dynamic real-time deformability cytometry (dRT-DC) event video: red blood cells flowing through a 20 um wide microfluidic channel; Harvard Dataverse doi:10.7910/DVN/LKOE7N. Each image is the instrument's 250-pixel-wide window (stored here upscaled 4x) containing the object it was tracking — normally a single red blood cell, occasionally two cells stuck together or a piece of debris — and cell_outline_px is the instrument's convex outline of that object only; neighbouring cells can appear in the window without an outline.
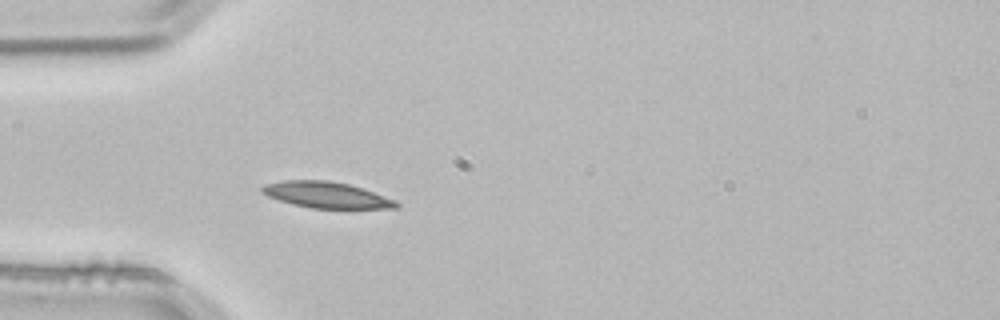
{"species": "common noctule bat (a hibernating species)", "species_latin": "Nyctalus noctula", "temperature_condition": "room temperature", "stored_images_in_passage": 3, "camera_frame_rate_fps": 3000, "um_per_image_px": 0.085, "animal": {"sex": "male", "body_mass_g": 21.5, "forearm_length_mm": 52.0}, "frame": {"image": 1, "passage_image": 3, "time_ms": 0.667, "image_size_px": [1000, 320], "cell_outline_px": [[400, 208], [308, 208], [292, 204], [268, 196], [260, 192], [260, 188], [264, 184], [284, 180], [328, 180], [348, 184], [396, 200], [400, 204]], "centroid_in_image_um": [27.71, 16.57], "position_along_channel_um": 57.3, "area_um2": 20.35}}